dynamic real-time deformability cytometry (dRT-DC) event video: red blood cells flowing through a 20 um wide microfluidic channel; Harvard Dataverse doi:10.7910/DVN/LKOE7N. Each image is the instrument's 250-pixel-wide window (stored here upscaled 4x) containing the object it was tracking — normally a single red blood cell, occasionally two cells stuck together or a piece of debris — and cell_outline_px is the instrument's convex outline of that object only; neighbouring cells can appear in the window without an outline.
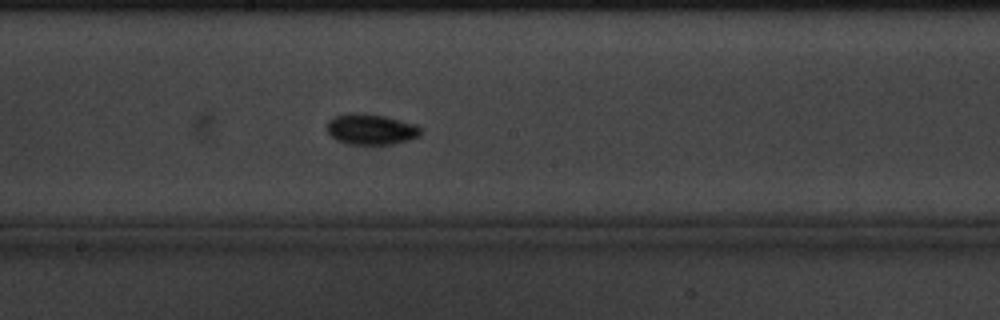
{"species": "common noctule bat (a hibernating species)", "species_latin": "Nyctalus noctula", "temperature_condition": "cold", "stored_images_in_passage": 9, "camera_frame_rate_fps": 3000, "um_per_image_px": 0.085, "animal": {"sex": "male", "body_mass_g": 20.1, "forearm_length_mm": 53.5}, "frame": {"image": 1, "passage_image": 9, "time_ms": 9.0, "image_size_px": [1000, 320], "cell_outline_px": [[420, 136], [408, 140], [392, 144], [348, 144], [336, 140], [328, 132], [328, 120], [332, 116], [384, 116], [416, 124], [420, 128]], "centroid_in_image_um": [31.57, 11.04], "position_along_channel_um": 216.6, "area_um2": 15.95}}